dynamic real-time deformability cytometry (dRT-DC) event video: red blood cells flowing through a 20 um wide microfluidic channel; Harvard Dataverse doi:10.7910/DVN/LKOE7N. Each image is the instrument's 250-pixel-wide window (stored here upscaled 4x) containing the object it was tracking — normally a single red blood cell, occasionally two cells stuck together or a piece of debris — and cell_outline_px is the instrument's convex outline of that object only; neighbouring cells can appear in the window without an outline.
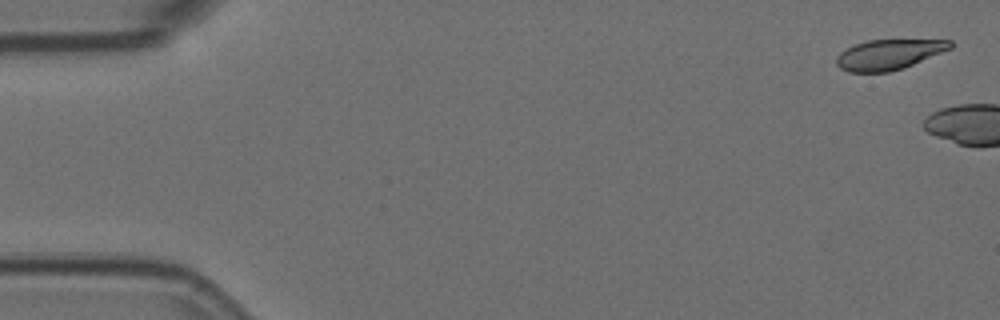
{"species": "Egyptian fruit bat (a non-hibernating species)", "species_latin": "Rousettus aegyptiacus", "temperature_condition": "room temperature", "stored_images_in_passage": 4, "segment_of_instrument_passage": [2, 2], "camera_frame_rate_fps": 3000, "um_per_image_px": 0.085, "animal": {"sex": "female"}, "frame": {"image": 1, "passage_image": 4, "time_ms": 1.0, "image_size_px": [1000, 320], "cell_outline_px": [[952, 48], [904, 68], [888, 72], [848, 72], [840, 68], [836, 64], [836, 56], [840, 52], [856, 44], [868, 40], [952, 40]], "centroid_in_image_um": [75.54, 4.64], "position_along_channel_um": 9.5, "area_um2": 19.94}}